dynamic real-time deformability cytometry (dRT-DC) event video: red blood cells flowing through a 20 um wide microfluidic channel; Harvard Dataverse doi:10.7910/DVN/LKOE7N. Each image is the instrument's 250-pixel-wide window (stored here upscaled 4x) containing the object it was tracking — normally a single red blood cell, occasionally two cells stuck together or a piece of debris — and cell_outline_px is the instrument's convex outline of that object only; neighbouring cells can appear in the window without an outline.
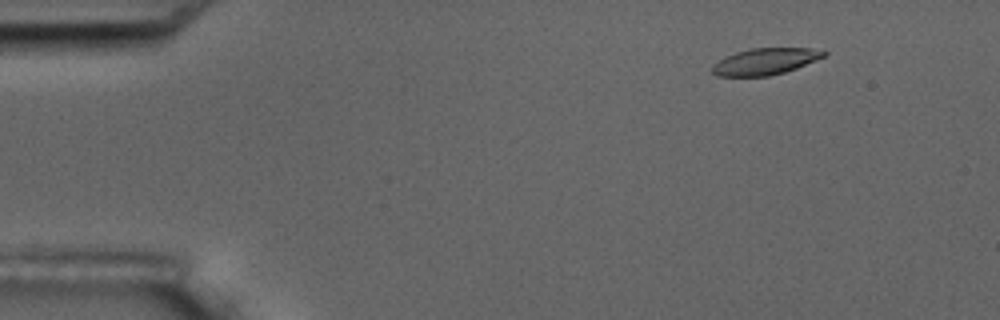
{"species": "common noctule bat (a hibernating species)", "species_latin": "Nyctalus noctula", "temperature_condition": "room temperature", "stored_images_in_passage": 4, "camera_frame_rate_fps": 3000, "um_per_image_px": 0.085, "animal": {"sex": "male", "body_mass_g": 17.5, "forearm_length_mm": 52.3}, "frame": {"image": 1, "passage_image": 2, "time_ms": 1.333, "image_size_px": [1000, 320], "cell_outline_px": [[828, 52], [824, 56], [796, 68], [784, 72], [768, 76], [716, 76], [712, 72], [712, 64], [724, 56], [748, 48], [812, 48]], "centroid_in_image_um": [64.98, 5.22], "position_along_channel_um": 20.0, "area_um2": 17.22}}